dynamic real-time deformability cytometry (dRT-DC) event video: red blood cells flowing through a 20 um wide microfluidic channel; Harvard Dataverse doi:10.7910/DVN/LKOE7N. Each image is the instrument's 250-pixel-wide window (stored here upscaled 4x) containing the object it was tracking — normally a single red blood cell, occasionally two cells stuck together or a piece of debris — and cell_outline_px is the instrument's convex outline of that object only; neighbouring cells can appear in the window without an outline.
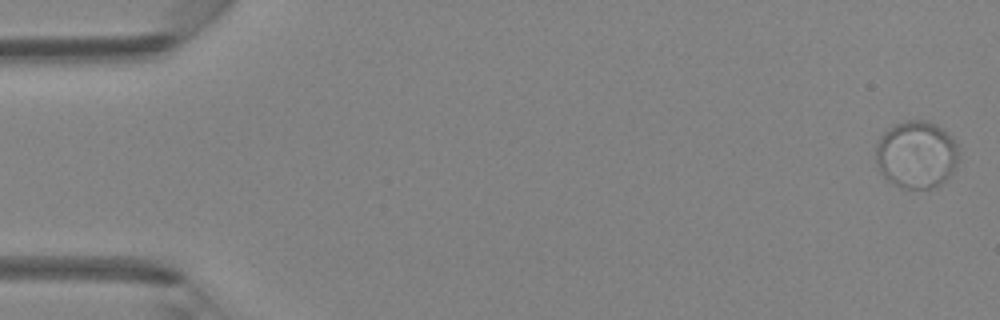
{"species": "Egyptian fruit bat (a non-hibernating species)", "species_latin": "Rousettus aegyptiacus", "temperature_condition": "room temperature", "stored_images_in_passage": 5, "camera_frame_rate_fps": 3000, "um_per_image_px": 0.085, "animal": {"sex": "female"}, "frame": {"image": 1, "passage_image": 1, "time_ms": 0.0, "image_size_px": [1000, 320], "cell_outline_px": [[956, 160], [952, 172], [944, 180], [928, 188], [900, 188], [892, 184], [880, 172], [876, 164], [876, 144], [880, 136], [888, 128], [896, 124], [908, 120], [928, 120], [936, 124], [952, 136], [956, 144]], "centroid_in_image_um": [77.84, 13.11], "position_along_channel_um": 7.2, "area_um2": 32.31}}
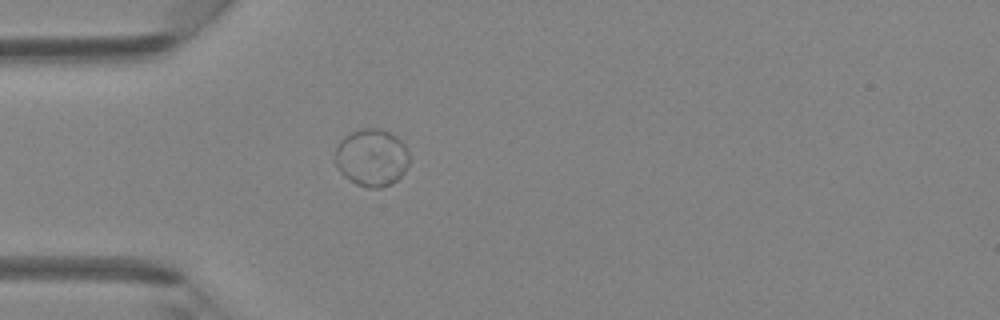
{"frame": {"image": 2, "passage_image": 5, "time_ms": 4.333, "image_size_px": [1000, 320], "cell_outline_px": [[408, 164], [404, 172], [392, 184], [380, 188], [368, 188], [356, 184], [344, 176], [340, 172], [336, 164], [336, 148], [340, 140], [344, 136], [360, 128], [380, 128], [396, 136], [404, 144], [408, 152]], "centroid_in_image_um": [31.59, 13.39], "position_along_channel_um": 53.4, "area_um2": 24.8}}